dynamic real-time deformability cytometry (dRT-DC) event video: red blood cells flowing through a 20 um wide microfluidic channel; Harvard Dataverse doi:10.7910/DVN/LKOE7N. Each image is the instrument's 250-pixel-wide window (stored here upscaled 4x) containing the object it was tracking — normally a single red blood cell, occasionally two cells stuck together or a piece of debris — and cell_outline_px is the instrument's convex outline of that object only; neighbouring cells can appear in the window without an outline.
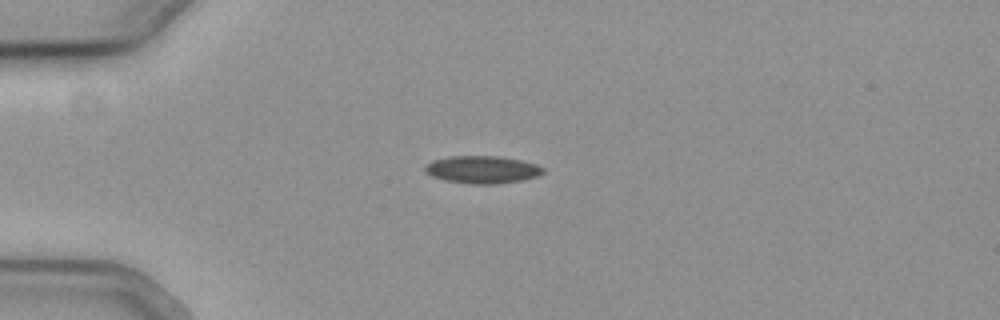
{"species": "common noctule bat (a hibernating species)", "species_latin": "Nyctalus noctula", "temperature_condition": "cold", "stored_images_in_passage": 41, "camera_frame_rate_fps": 3000, "um_per_image_px": 0.085, "animal": {"sex": "female", "body_mass_g": 19.3, "forearm_length_mm": 54.1}, "frame": {"image": 1, "passage_image": 1, "time_ms": 0.0, "image_size_px": [1000, 320], "cell_outline_px": [[544, 172], [540, 176], [500, 184], [468, 184], [444, 180], [432, 176], [424, 172], [424, 164], [432, 160], [452, 156], [496, 156], [520, 160], [536, 164], [544, 168]], "centroid_in_image_um": [40.97, 14.42], "position_along_channel_um": 44.0, "area_um2": 19.13}}
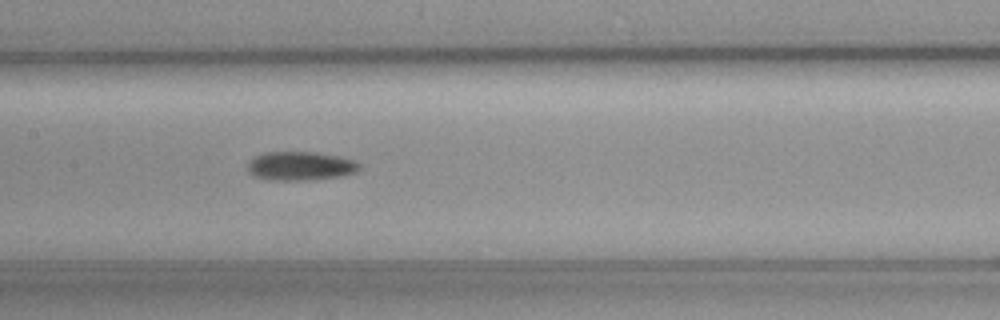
{"frame": {"image": 2, "passage_image": 14, "time_ms": 4.333, "image_size_px": [1000, 320], "cell_outline_px": [[360, 168], [356, 172], [344, 176], [312, 180], [268, 180], [252, 176], [248, 172], [248, 164], [256, 156], [264, 152], [312, 152], [336, 156], [356, 160], [360, 164]], "centroid_in_image_um": [25.55, 14.13], "position_along_channel_um": 181.9, "area_um2": 18.9}}
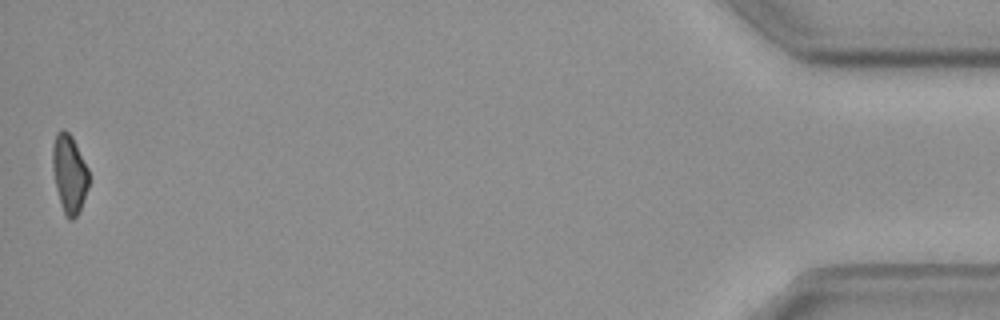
{"frame": {"image": 3, "passage_image": 41, "time_ms": 13.333, "image_size_px": [1000, 320], "cell_outline_px": [[88, 188], [80, 208], [76, 216], [72, 220], [68, 220], [64, 216], [60, 204], [56, 188], [52, 168], [52, 148], [56, 132], [60, 128], [64, 128], [72, 136], [88, 168]], "centroid_in_image_um": [5.87, 14.75], "position_along_channel_um": 429.3, "area_um2": 16.7}}